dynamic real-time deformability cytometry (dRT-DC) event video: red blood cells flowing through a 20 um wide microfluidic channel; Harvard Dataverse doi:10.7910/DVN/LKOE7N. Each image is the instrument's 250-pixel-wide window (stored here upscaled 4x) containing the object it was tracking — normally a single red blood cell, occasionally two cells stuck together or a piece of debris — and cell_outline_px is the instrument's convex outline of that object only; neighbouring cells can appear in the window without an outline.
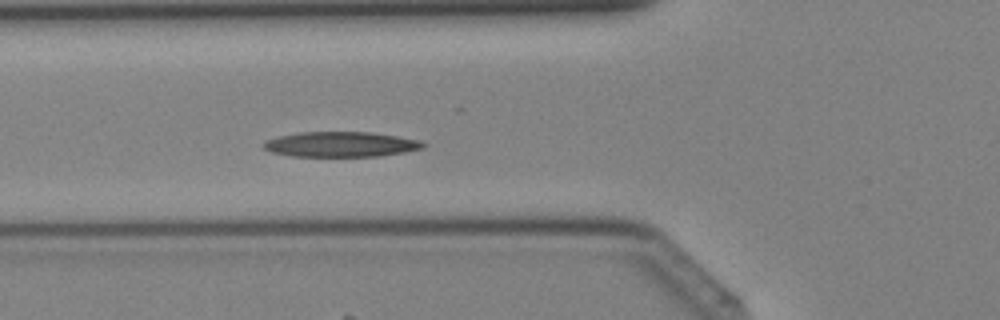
{"species": "Egyptian fruit bat (a non-hibernating species)", "species_latin": "Rousettus aegyptiacus", "temperature_condition": "cold", "stored_images_in_passage": 40, "camera_frame_rate_fps": 3000, "um_per_image_px": 0.085, "animal": {"sex": "female"}, "frame": {"image": 1, "passage_image": 14, "time_ms": 4.333, "image_size_px": [1000, 320], "cell_outline_px": [[428, 144], [424, 148], [404, 152], [380, 156], [292, 156], [272, 152], [264, 148], [260, 144], [264, 140], [276, 136], [300, 132], [372, 132], [420, 140]], "centroid_in_image_um": [28.95, 12.26], "position_along_channel_um": 96.9, "area_um2": 23.58}}
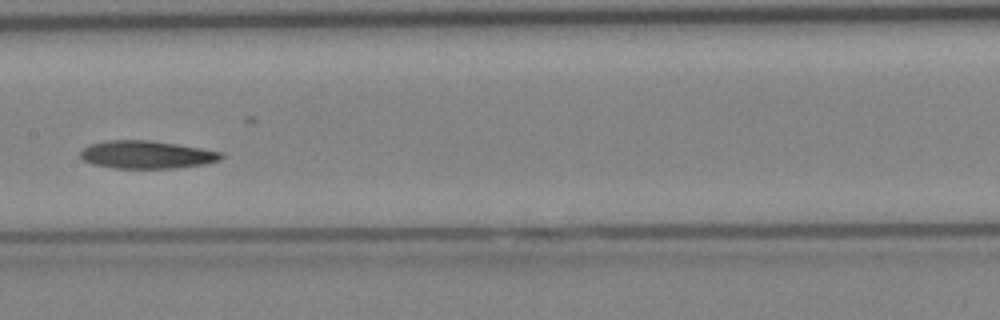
{"frame": {"image": 2, "passage_image": 20, "time_ms": 6.333, "image_size_px": [1000, 320], "cell_outline_px": [[224, 156], [220, 160], [204, 164], [176, 168], [112, 168], [92, 164], [84, 160], [80, 156], [80, 152], [88, 144], [104, 140], [148, 140], [176, 144], [224, 152]], "centroid_in_image_um": [12.45, 13.14], "position_along_channel_um": 194.9, "area_um2": 22.95}}
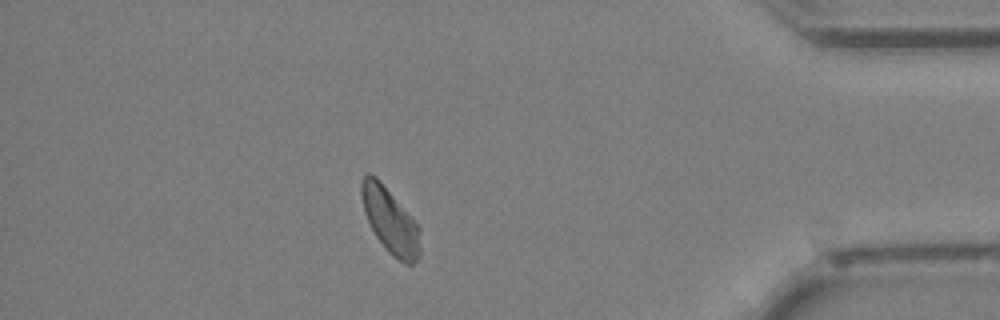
{"frame": {"image": 3, "passage_image": 35, "time_ms": 11.333, "image_size_px": [1000, 320], "cell_outline_px": [[420, 256], [412, 264], [408, 264], [392, 256], [384, 248], [376, 236], [364, 212], [360, 192], [360, 180], [368, 172], [376, 176], [420, 228]], "centroid_in_image_um": [33.14, 18.76], "position_along_channel_um": 402.1, "area_um2": 22.08}}